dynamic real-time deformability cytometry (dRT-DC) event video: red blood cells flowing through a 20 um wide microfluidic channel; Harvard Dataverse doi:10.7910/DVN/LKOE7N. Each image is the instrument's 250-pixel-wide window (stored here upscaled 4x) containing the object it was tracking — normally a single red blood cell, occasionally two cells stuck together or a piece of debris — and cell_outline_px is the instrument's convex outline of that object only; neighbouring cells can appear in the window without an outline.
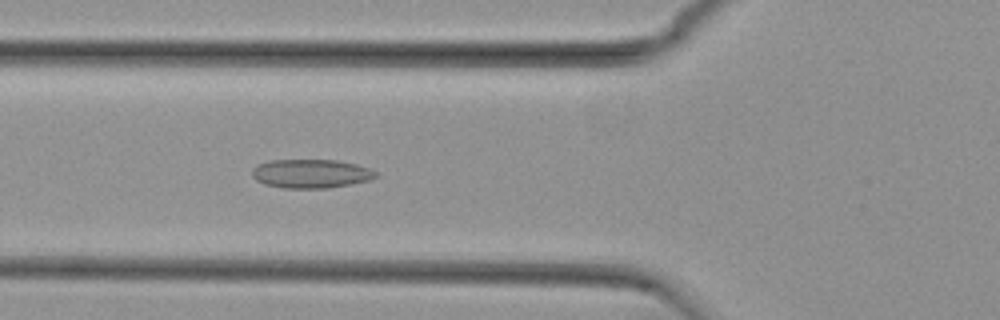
{"species": "common noctule bat (a hibernating species)", "species_latin": "Nyctalus noctula", "temperature_condition": "cold", "stored_images_in_passage": 54, "camera_frame_rate_fps": 3000, "um_per_image_px": 0.085, "animal": {"sex": "female", "body_mass_g": 29.2, "forearm_length_mm": 56.3}, "frame": {"image": 1, "passage_image": 19, "time_ms": 6.0, "image_size_px": [1000, 320], "cell_outline_px": [[376, 176], [368, 180], [328, 188], [284, 188], [264, 184], [256, 180], [252, 176], [252, 168], [256, 164], [272, 160], [336, 160], [356, 164], [368, 168], [376, 172]], "centroid_in_image_um": [26.37, 14.75], "position_along_channel_um": 99.4, "area_um2": 20.63}}
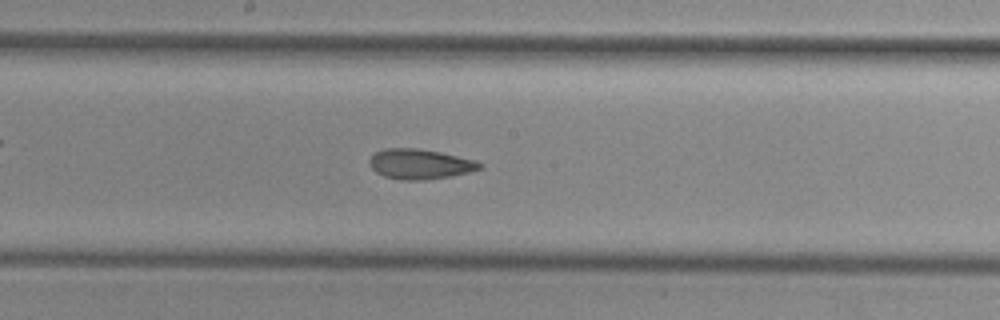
{"frame": {"image": 2, "passage_image": 28, "time_ms": 9.0, "image_size_px": [1000, 320], "cell_outline_px": [[484, 168], [468, 172], [448, 176], [424, 180], [400, 180], [384, 176], [376, 172], [368, 164], [368, 160], [376, 152], [384, 148], [416, 148], [440, 152], [476, 160], [484, 164]], "centroid_in_image_um": [35.69, 13.94], "position_along_channel_um": 212.5, "area_um2": 19.36}}
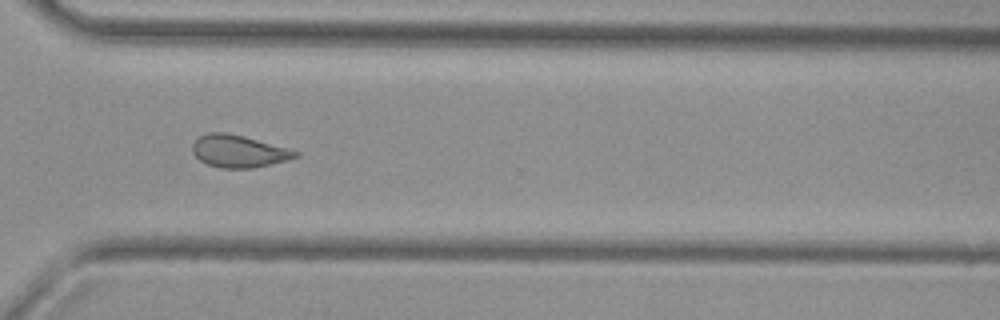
{"frame": {"image": 3, "passage_image": 39, "time_ms": 12.667, "image_size_px": [1000, 320], "cell_outline_px": [[300, 156], [288, 160], [272, 164], [252, 168], [220, 168], [208, 164], [200, 160], [192, 152], [192, 144], [200, 136], [208, 132], [228, 132], [244, 136], [288, 148], [300, 152]], "centroid_in_image_um": [20.3, 12.85], "position_along_channel_um": 350.3, "area_um2": 19.48}, "authors_computed_cell_mechanics": {"area_um2": 20.2878, "velocity_mm_per_s": 3.7618, "shape_relaxation_time_tau1_ms": null, "shape_relaxation_time_tau2_ms": 2.4626, "deformation_change_tau1": null, "deformation_change_tau2": 0.0895}}